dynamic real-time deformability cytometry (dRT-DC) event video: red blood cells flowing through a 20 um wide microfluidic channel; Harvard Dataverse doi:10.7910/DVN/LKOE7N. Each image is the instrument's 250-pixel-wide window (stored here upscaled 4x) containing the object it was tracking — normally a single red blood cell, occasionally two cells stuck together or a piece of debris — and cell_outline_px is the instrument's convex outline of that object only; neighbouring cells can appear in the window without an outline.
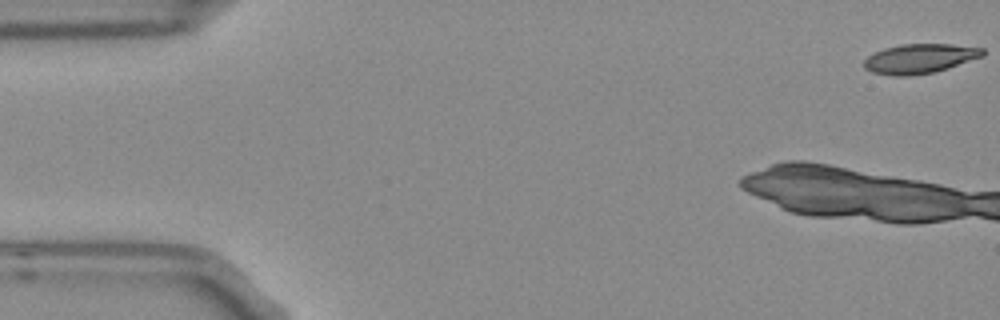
{"species": "Egyptian fruit bat (a non-hibernating species)", "species_latin": "Rousettus aegyptiacus", "temperature_condition": "room temperature", "stored_images_in_passage": 5, "camera_frame_rate_fps": 3000, "um_per_image_px": 0.085, "frame": {"image": 1, "passage_image": 1, "time_ms": 0.0, "image_size_px": [1000, 320], "cell_outline_px": [[984, 56], [948, 68], [932, 72], [908, 76], [892, 76], [872, 72], [864, 68], [864, 60], [868, 56], [884, 48], [900, 44], [952, 44], [984, 48]], "centroid_in_image_um": [78.18, 4.98], "position_along_channel_um": 6.8, "area_um2": 20.4}}